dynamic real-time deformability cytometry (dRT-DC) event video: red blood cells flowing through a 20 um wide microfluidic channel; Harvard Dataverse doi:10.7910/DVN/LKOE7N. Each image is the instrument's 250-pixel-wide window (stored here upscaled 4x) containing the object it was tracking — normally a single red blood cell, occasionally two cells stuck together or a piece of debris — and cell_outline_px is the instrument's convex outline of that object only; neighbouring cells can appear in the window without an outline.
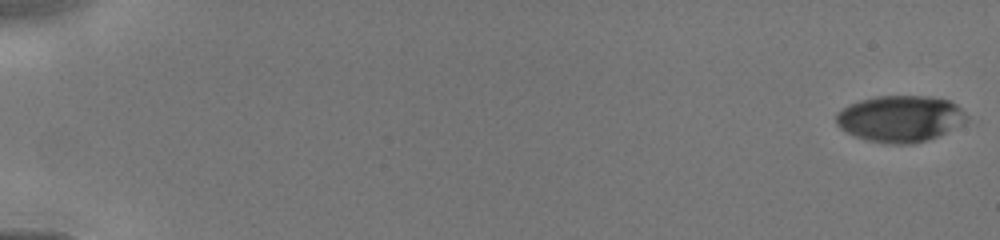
{"species": "human", "species_latin": "Homo sapiens", "temperature_condition": "cold", "stored_images_in_passage": 11, "camera_frame_rate_fps": 3000, "um_per_image_px": 0.085, "donor": {"sex": "male"}, "frame": {"image": 1, "passage_image": 1, "time_ms": 0.0, "image_size_px": [1000, 240], "cell_outline_px": [[968, 120], [936, 136], [912, 144], [892, 144], [868, 140], [856, 136], [840, 128], [836, 124], [836, 112], [860, 100], [876, 96], [928, 96], [948, 100], [956, 104], [968, 116]], "centroid_in_image_um": [76.5, 10.07], "position_along_channel_um": 8.5, "area_um2": 34.8}}
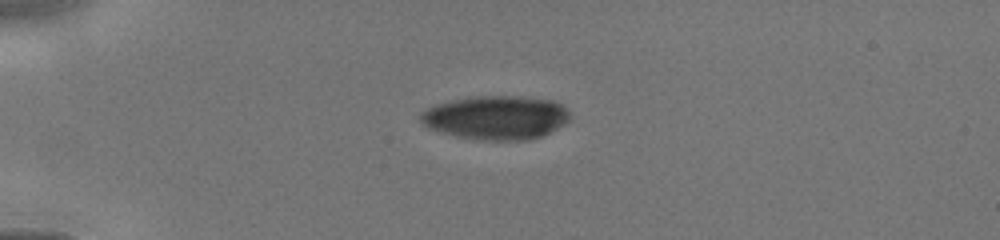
{"frame": {"image": 2, "passage_image": 8, "time_ms": 4.0, "image_size_px": [1000, 240], "cell_outline_px": [[572, 116], [568, 120], [556, 128], [540, 136], [528, 140], [484, 140], [456, 136], [428, 128], [420, 120], [420, 112], [436, 104], [452, 100], [476, 96], [520, 96], [556, 100], [564, 104]], "centroid_in_image_um": [42.19, 9.98], "position_along_channel_um": 42.8, "area_um2": 38.15}}
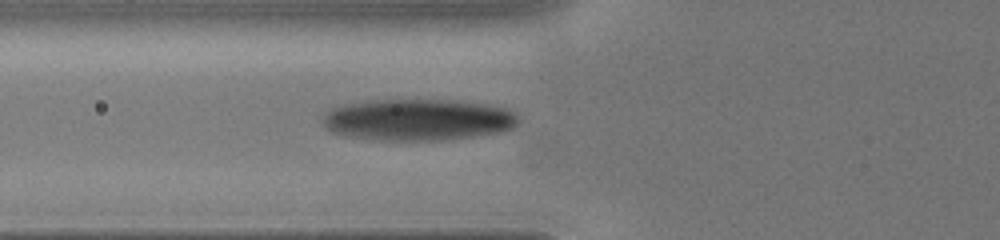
{"frame": {"image": 3, "passage_image": 11, "time_ms": 6.0, "image_size_px": [1000, 240], "cell_outline_px": [[520, 120], [512, 128], [496, 132], [472, 136], [440, 140], [380, 140], [348, 136], [332, 132], [324, 128], [324, 112], [332, 108], [344, 104], [372, 100], [456, 100], [484, 104], [504, 108], [512, 112]], "centroid_in_image_um": [35.47, 10.17], "position_along_channel_um": 90.3, "area_um2": 47.05}}